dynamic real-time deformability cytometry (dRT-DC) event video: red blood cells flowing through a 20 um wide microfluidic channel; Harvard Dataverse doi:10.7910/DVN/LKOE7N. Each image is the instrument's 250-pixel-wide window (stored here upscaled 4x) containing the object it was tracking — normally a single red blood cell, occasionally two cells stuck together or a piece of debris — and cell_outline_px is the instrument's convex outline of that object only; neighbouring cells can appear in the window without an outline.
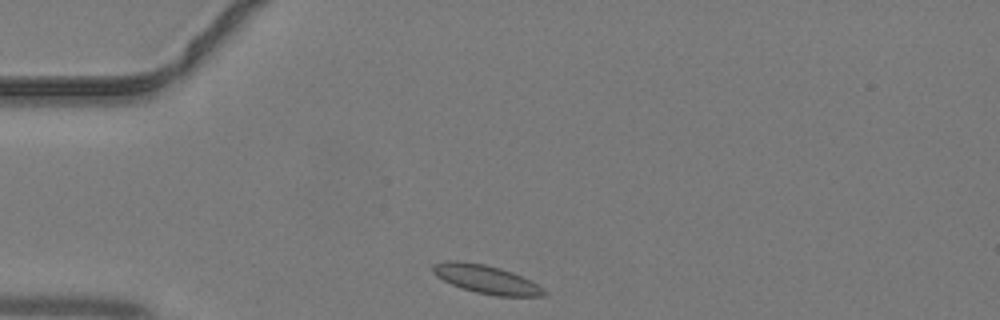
{"species": "common noctule bat (a hibernating species)", "species_latin": "Nyctalus noctula", "temperature_condition": "warm", "stored_images_in_passage": 34, "camera_frame_rate_fps": 3000, "um_per_image_px": 0.085, "animal": {"sex": "male", "body_mass_g": 19.2, "forearm_length_mm": 51.8}, "frame": {"image": 1, "passage_image": 1, "time_ms": 0.0, "image_size_px": [1000, 320], "cell_outline_px": [[548, 292], [544, 296], [496, 296], [476, 292], [460, 288], [436, 276], [432, 272], [432, 264], [448, 260], [460, 260], [484, 264], [500, 268], [512, 272], [544, 288]], "centroid_in_image_um": [41.3, 23.73], "position_along_channel_um": 43.7, "area_um2": 18.44}}
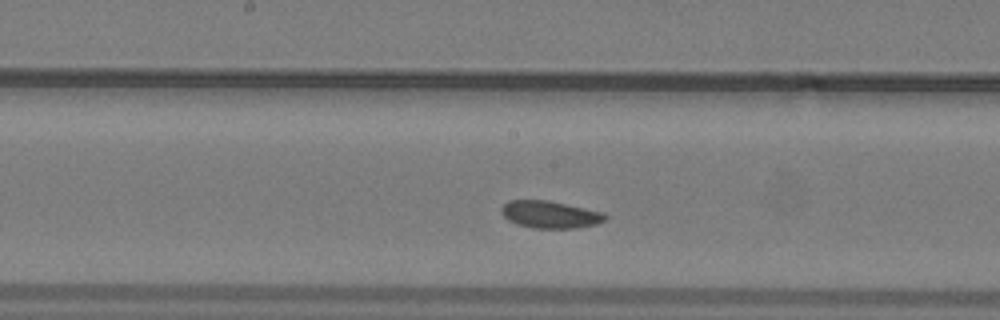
{"frame": {"image": 2, "passage_image": 13, "time_ms": 4.0, "image_size_px": [1000, 320], "cell_outline_px": [[608, 216], [604, 220], [596, 224], [576, 228], [532, 228], [516, 224], [508, 220], [500, 212], [500, 208], [508, 200], [548, 200], [604, 212]], "centroid_in_image_um": [46.73, 18.23], "position_along_channel_um": 201.5, "area_um2": 16.59}}
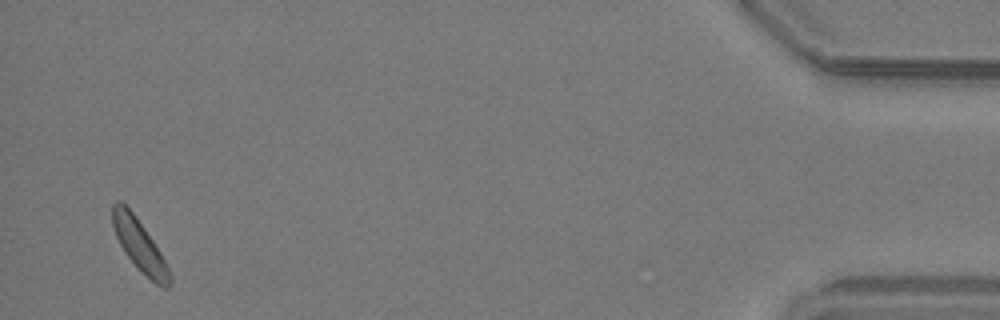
{"frame": {"image": 3, "passage_image": 33, "time_ms": 10.667, "image_size_px": [1000, 320], "cell_outline_px": [[172, 284], [168, 288], [164, 288], [156, 284], [136, 268], [124, 252], [116, 236], [112, 224], [112, 204], [116, 200], [120, 200], [132, 212], [144, 228], [160, 252], [172, 276]], "centroid_in_image_um": [11.86, 20.89], "position_along_channel_um": 423.3, "area_um2": 17.11}}